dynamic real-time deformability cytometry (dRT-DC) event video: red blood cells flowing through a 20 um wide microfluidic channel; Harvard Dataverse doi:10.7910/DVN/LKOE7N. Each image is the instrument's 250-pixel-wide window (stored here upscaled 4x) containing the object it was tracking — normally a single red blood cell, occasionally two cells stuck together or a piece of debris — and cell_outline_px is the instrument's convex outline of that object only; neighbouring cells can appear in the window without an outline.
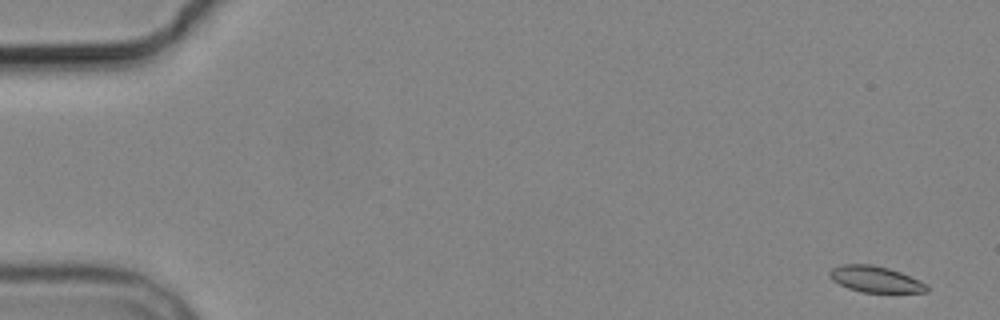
{"species": "common noctule bat (a hibernating species)", "species_latin": "Nyctalus noctula", "temperature_condition": "cold", "stored_images_in_passage": 5, "camera_frame_rate_fps": 3000, "um_per_image_px": 0.085, "animal": {"sex": "male", "body_mass_g": 19.2, "forearm_length_mm": 51.8}, "frame": {"image": 1, "passage_image": 1, "time_ms": 0.0, "image_size_px": [1000, 320], "cell_outline_px": [[928, 292], [860, 292], [848, 288], [832, 280], [828, 276], [828, 272], [832, 268], [840, 264], [872, 264], [888, 268], [900, 272], [920, 280], [928, 284]], "centroid_in_image_um": [74.39, 23.72], "position_along_channel_um": 10.6, "area_um2": 14.91}}
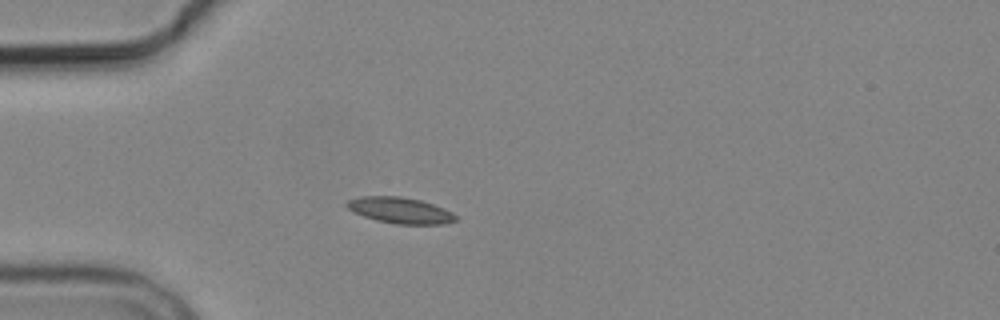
{"frame": {"image": 2, "passage_image": 4, "time_ms": 4.667, "image_size_px": [1000, 320], "cell_outline_px": [[456, 220], [444, 224], [396, 224], [376, 220], [352, 212], [344, 204], [348, 200], [360, 196], [400, 196], [420, 200], [444, 208], [452, 212], [456, 216]], "centroid_in_image_um": [33.98, 17.87], "position_along_channel_um": 51.0, "area_um2": 16.53}}